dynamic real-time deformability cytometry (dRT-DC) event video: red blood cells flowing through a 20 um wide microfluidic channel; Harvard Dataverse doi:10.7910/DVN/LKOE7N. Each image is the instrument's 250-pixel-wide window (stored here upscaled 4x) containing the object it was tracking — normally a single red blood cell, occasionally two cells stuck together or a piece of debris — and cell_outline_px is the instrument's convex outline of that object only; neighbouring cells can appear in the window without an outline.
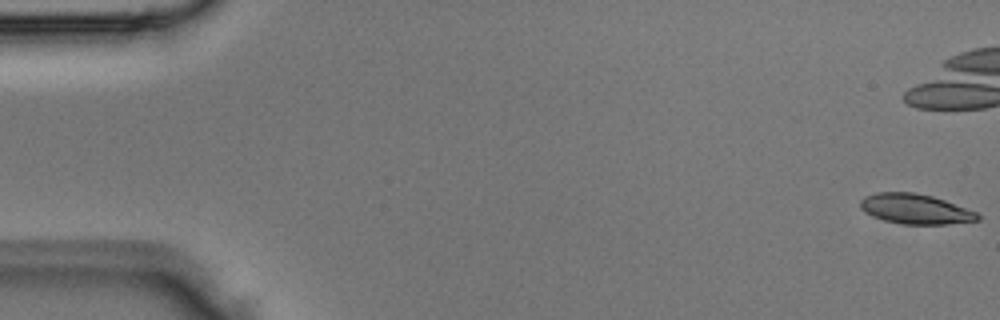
{"species": "Egyptian fruit bat (a non-hibernating species)", "species_latin": "Rousettus aegyptiacus", "temperature_condition": "room temperature", "stored_images_in_passage": 6, "camera_frame_rate_fps": 3000, "um_per_image_px": 0.085, "animal": {"sex": "male"}, "frame": {"image": 1, "passage_image": 1, "time_ms": 0.0, "image_size_px": [1000, 320], "cell_outline_px": [[980, 220], [948, 224], [900, 224], [884, 220], [872, 216], [864, 212], [860, 208], [860, 200], [864, 196], [876, 192], [916, 192], [932, 196], [944, 200], [976, 212], [980, 216]], "centroid_in_image_um": [77.76, 17.76], "position_along_channel_um": 7.2, "area_um2": 20.58}}
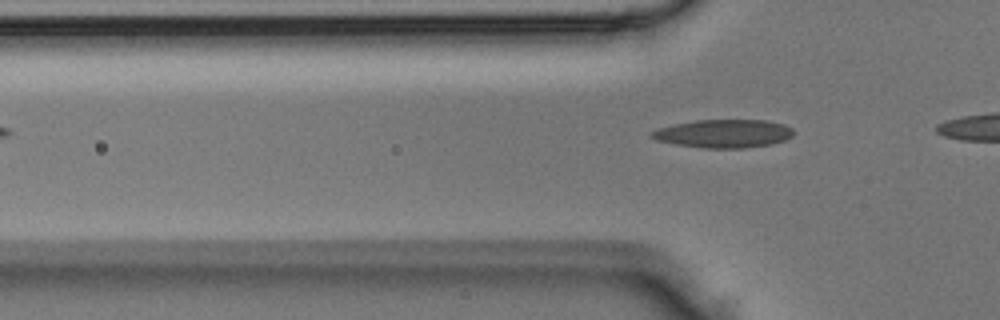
{"frame": {"image": 2, "passage_image": 6, "time_ms": 1.667, "image_size_px": [1000, 320], "cell_outline_px": [[796, 132], [792, 136], [784, 140], [772, 144], [744, 148], [704, 148], [676, 144], [656, 140], [648, 136], [648, 132], [656, 128], [672, 124], [696, 120], [764, 120], [784, 124], [792, 128]], "centroid_in_image_um": [61.47, 11.35], "position_along_channel_um": 64.3, "area_um2": 23.64}}